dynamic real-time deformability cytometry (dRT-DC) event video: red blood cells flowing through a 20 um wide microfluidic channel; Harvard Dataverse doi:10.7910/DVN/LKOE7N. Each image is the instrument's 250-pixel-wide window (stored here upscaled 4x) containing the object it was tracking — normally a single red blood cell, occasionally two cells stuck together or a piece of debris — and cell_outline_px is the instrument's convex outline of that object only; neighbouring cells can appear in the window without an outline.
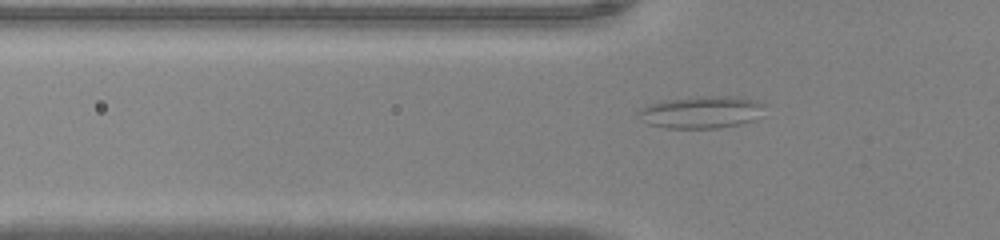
{"species": "common noctule bat (a hibernating species)", "species_latin": "Nyctalus noctula", "temperature_condition": "warm", "stored_images_in_passage": 38, "camera_frame_rate_fps": 3000, "um_per_image_px": 0.085, "animal": {"sex": "male", "body_mass_g": 20.0, "forearm_length_mm": 53.3}, "frame": {"image": 1, "passage_image": 8, "time_ms": 2.333, "image_size_px": [1000, 240], "cell_outline_px": [[764, 104], [752, 120], [740, 124], [716, 128], [668, 128], [648, 124], [636, 116], [636, 112], [640, 108], [648, 104], [660, 100], [712, 96], [736, 96]], "centroid_in_image_um": [59.47, 9.54], "position_along_channel_um": 66.3, "area_um2": 23.29}}
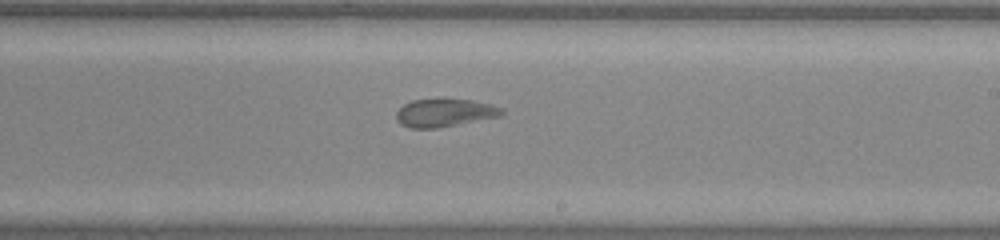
{"frame": {"image": 2, "passage_image": 22, "time_ms": 7.0, "image_size_px": [1000, 240], "cell_outline_px": [[504, 112], [500, 116], [436, 128], [408, 128], [400, 124], [396, 120], [396, 112], [404, 104], [412, 100], [472, 100], [504, 108]], "centroid_in_image_um": [37.76, 9.6], "position_along_channel_um": 251.2, "area_um2": 16.88}}
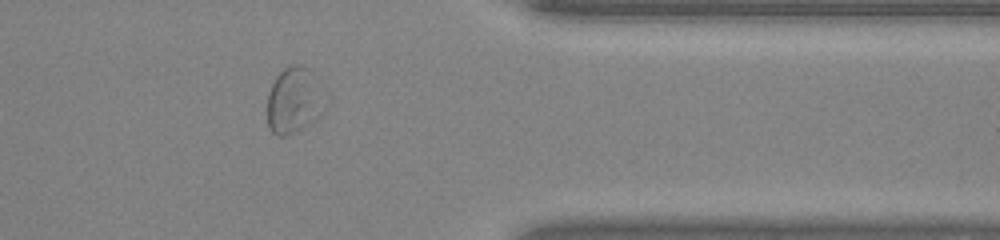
{"frame": {"image": 3, "passage_image": 33, "time_ms": 10.667, "image_size_px": [1000, 240], "cell_outline_px": [[320, 116], [316, 120], [284, 136], [276, 136], [268, 128], [268, 92], [276, 76], [284, 68], [292, 64], [300, 64], [308, 68], [312, 72]], "centroid_in_image_um": [24.83, 8.55], "position_along_channel_um": 386.6, "area_um2": 20.69}}